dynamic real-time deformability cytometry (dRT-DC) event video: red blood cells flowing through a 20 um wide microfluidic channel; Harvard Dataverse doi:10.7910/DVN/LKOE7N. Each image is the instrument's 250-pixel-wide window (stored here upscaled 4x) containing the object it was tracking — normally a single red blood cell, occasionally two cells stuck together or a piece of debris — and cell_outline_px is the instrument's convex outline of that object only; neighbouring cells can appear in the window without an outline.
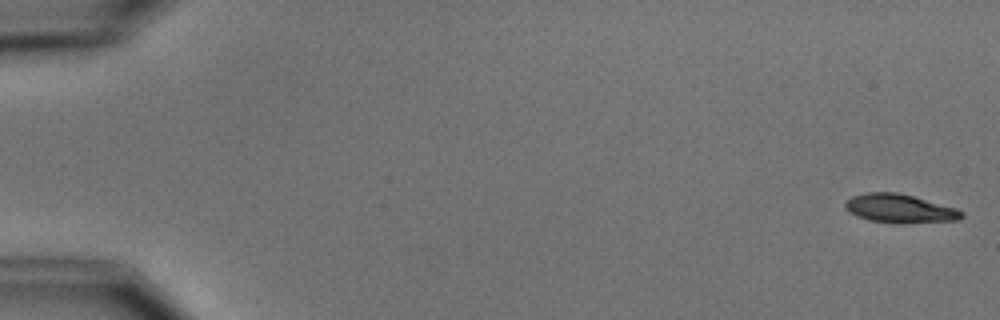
{"species": "common noctule bat (a hibernating species)", "species_latin": "Nyctalus noctula", "temperature_condition": "cold", "stored_images_in_passage": 5, "camera_frame_rate_fps": 3000, "um_per_image_px": 0.085, "animal": {"sex": "male", "body_mass_g": 15.6}, "frame": {"image": 1, "passage_image": 1, "time_ms": 0.0, "image_size_px": [1000, 320], "cell_outline_px": [[964, 216], [956, 220], [900, 224], [892, 224], [868, 220], [856, 216], [848, 212], [844, 208], [844, 200], [852, 196], [868, 192], [896, 192], [912, 196], [956, 208], [964, 212]], "centroid_in_image_um": [76.41, 17.74], "position_along_channel_um": 8.6, "area_um2": 19.71}}
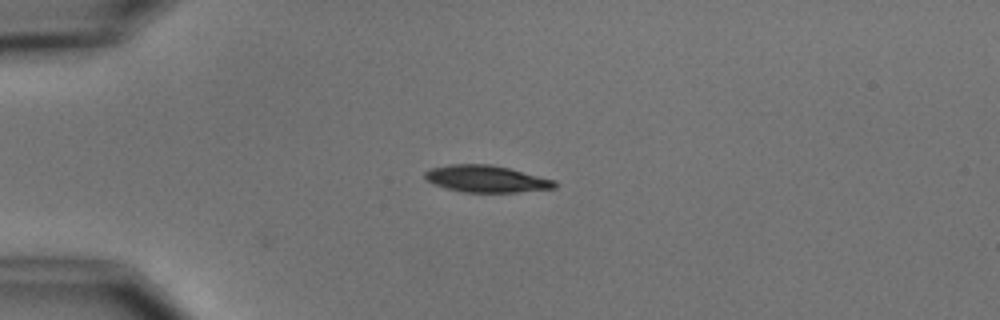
{"frame": {"image": 2, "passage_image": 4, "time_ms": 4.333, "image_size_px": [1000, 320], "cell_outline_px": [[560, 184], [556, 188], [516, 192], [464, 192], [432, 184], [424, 176], [424, 172], [432, 168], [448, 164], [492, 164], [556, 180]], "centroid_in_image_um": [41.37, 15.2], "position_along_channel_um": 43.6, "area_um2": 20.35}}